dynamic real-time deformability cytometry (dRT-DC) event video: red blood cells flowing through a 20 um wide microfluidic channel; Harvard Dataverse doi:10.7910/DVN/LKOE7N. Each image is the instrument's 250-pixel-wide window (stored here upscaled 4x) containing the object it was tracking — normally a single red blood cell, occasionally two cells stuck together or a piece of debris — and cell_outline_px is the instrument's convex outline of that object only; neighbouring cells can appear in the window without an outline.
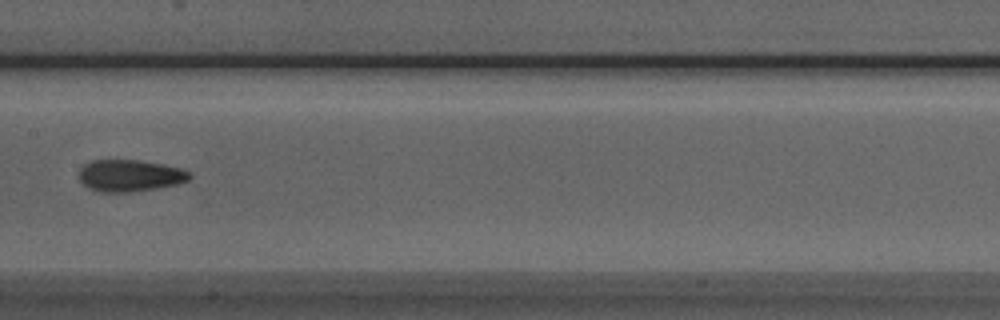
{"species": "Egyptian fruit bat (a non-hibernating species)", "species_latin": "Rousettus aegyptiacus", "temperature_condition": "room temperature", "stored_images_in_passage": 7, "camera_frame_rate_fps": 3000, "um_per_image_px": 0.085, "animal": {"sex": "male"}, "frame": {"image": 1, "passage_image": 7, "time_ms": 8.0, "image_size_px": [1000, 320], "cell_outline_px": [[192, 176], [188, 180], [176, 184], [156, 188], [128, 192], [100, 192], [88, 188], [80, 180], [80, 168], [84, 164], [92, 160], [140, 160], [164, 164], [180, 168], [188, 172]], "centroid_in_image_um": [11.02, 14.92], "position_along_channel_um": 196.4, "area_um2": 20.4}}